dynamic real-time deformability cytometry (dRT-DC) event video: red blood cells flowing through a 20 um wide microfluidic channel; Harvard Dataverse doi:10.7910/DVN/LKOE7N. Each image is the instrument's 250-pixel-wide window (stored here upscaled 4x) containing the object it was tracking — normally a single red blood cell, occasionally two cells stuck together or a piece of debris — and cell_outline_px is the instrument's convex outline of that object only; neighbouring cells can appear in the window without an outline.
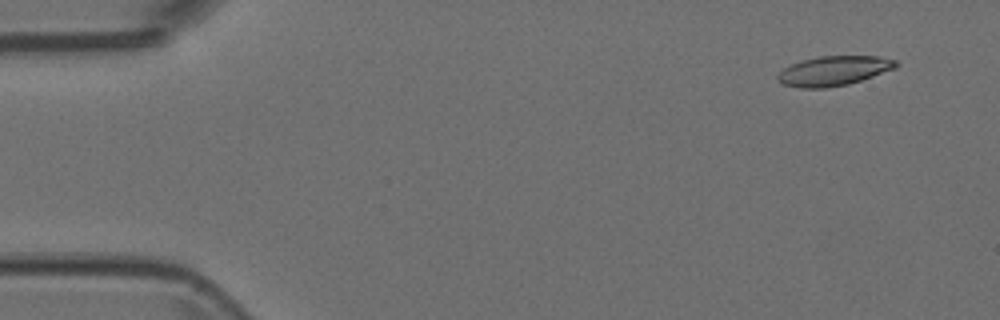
{"species": "Egyptian fruit bat (a non-hibernating species)", "species_latin": "Rousettus aegyptiacus", "temperature_condition": "room temperature", "stored_images_in_passage": 16, "camera_frame_rate_fps": 3000, "um_per_image_px": 0.085, "animal": {"sex": "female"}, "frame": {"image": 1, "passage_image": 1, "time_ms": 0.0, "image_size_px": [1000, 320], "cell_outline_px": [[900, 64], [896, 68], [848, 84], [824, 88], [800, 88], [784, 84], [776, 80], [776, 76], [784, 68], [800, 60], [820, 56], [880, 56], [896, 60]], "centroid_in_image_um": [70.87, 6.01], "position_along_channel_um": 14.1, "area_um2": 20.4}}
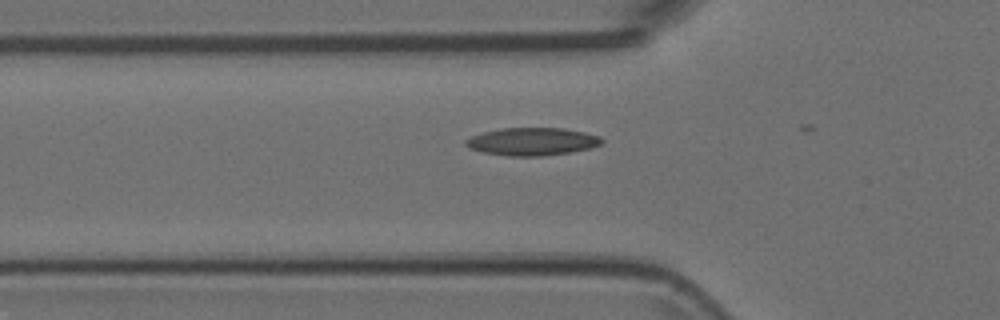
{"frame": {"image": 2, "passage_image": 15, "time_ms": 4.667, "image_size_px": [1000, 320], "cell_outline_px": [[604, 140], [600, 144], [592, 148], [568, 152], [540, 156], [508, 156], [484, 152], [472, 148], [464, 144], [464, 140], [472, 136], [484, 132], [500, 128], [564, 128], [584, 132], [600, 136]], "centroid_in_image_um": [45.25, 12.02], "position_along_channel_um": 80.5, "area_um2": 21.85}}